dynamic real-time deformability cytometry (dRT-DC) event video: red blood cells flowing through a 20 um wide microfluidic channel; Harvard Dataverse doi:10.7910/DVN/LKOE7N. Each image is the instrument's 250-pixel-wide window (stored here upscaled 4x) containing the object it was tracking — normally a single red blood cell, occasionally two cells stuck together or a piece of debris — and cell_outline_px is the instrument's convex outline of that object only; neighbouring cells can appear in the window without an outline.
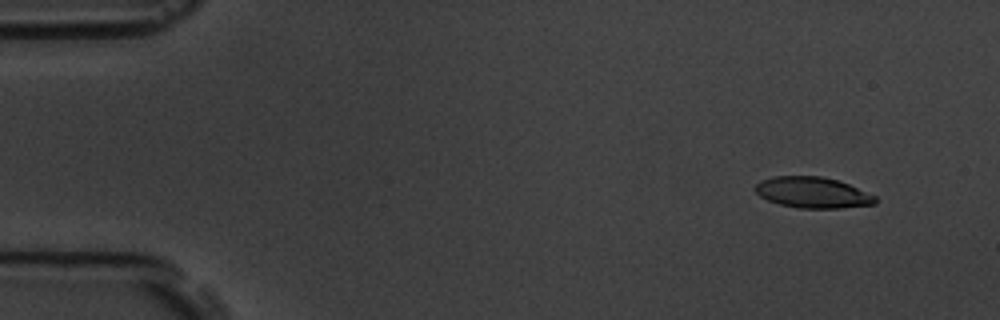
{"species": "common noctule bat (a hibernating species)", "species_latin": "Nyctalus noctula", "temperature_condition": "room temperature", "stored_images_in_passage": 10, "camera_frame_rate_fps": 3000, "um_per_image_px": 0.085, "animal": {"sex": "male", "body_mass_g": 19.5, "forearm_length_mm": 54.6}, "frame": {"image": 1, "passage_image": 1, "time_ms": 0.0, "image_size_px": [1000, 320], "cell_outline_px": [[876, 204], [840, 208], [800, 208], [780, 204], [768, 200], [760, 196], [752, 188], [760, 180], [772, 176], [820, 176], [836, 180], [848, 184], [876, 196]], "centroid_in_image_um": [69.04, 16.36], "position_along_channel_um": 16.0, "area_um2": 21.62}}
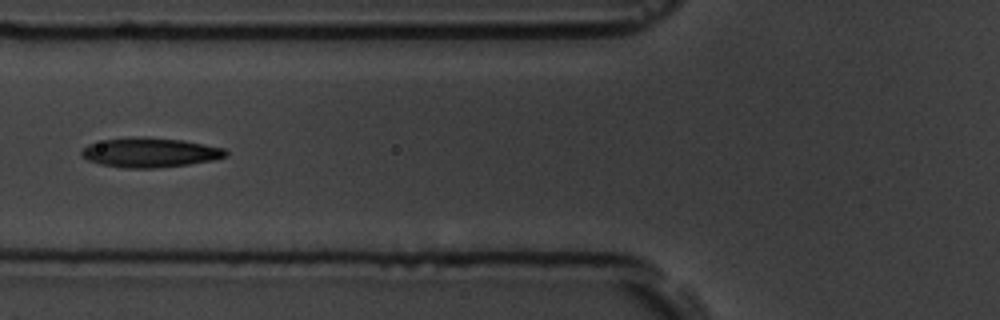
{"frame": {"image": 2, "passage_image": 6, "time_ms": 5.667, "image_size_px": [1000, 320], "cell_outline_px": [[228, 156], [212, 160], [188, 164], [156, 168], [124, 168], [100, 164], [88, 160], [80, 152], [88, 144], [104, 140], [184, 140], [224, 148], [228, 152]], "centroid_in_image_um": [12.8, 13.02], "position_along_channel_um": 113.0, "area_um2": 23.58}}
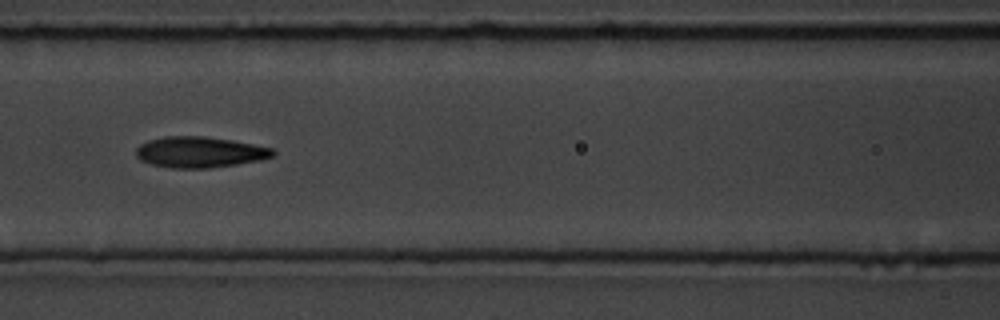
{"frame": {"image": 3, "passage_image": 7, "time_ms": 6.667, "image_size_px": [1000, 320], "cell_outline_px": [[276, 152], [272, 156], [260, 160], [236, 164], [208, 168], [172, 168], [152, 164], [140, 160], [136, 156], [136, 148], [140, 144], [148, 140], [164, 136], [204, 136], [232, 140], [272, 148]], "centroid_in_image_um": [16.95, 12.92], "position_along_channel_um": 149.7, "area_um2": 24.57}}